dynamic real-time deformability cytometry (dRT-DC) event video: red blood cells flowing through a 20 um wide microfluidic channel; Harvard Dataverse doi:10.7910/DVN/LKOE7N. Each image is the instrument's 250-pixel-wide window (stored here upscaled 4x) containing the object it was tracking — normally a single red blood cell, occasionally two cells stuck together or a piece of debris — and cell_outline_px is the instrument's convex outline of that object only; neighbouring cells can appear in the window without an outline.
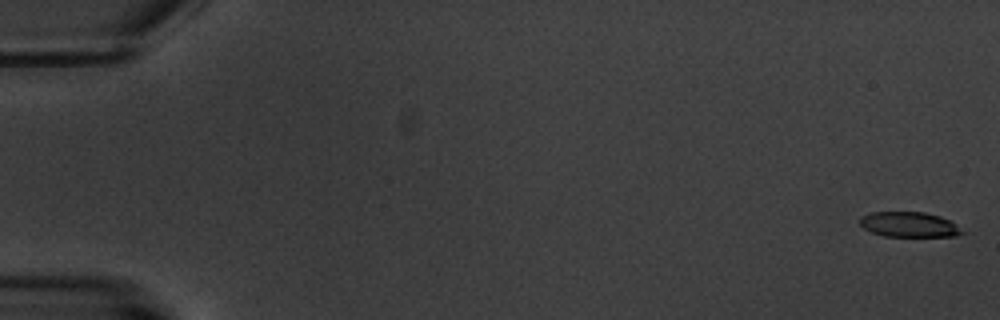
{"species": "common noctule bat (a hibernating species)", "species_latin": "Nyctalus noctula", "temperature_condition": "warm", "stored_images_in_passage": 6, "camera_frame_rate_fps": 3000, "um_per_image_px": 0.085, "animal": {"sex": "male", "body_mass_g": 20.1, "forearm_length_mm": 53.5}, "frame": {"image": 1, "passage_image": 1, "time_ms": 0.0, "image_size_px": [1000, 320], "cell_outline_px": [[964, 232], [956, 236], [884, 236], [872, 232], [864, 228], [860, 224], [860, 216], [872, 212], [924, 212], [940, 216], [948, 220]], "centroid_in_image_um": [77.23, 19.08], "position_along_channel_um": 7.8, "area_um2": 14.74}}
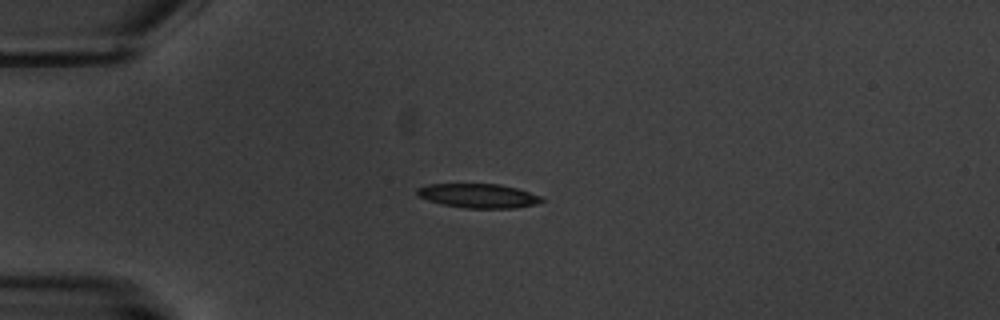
{"frame": {"image": 2, "passage_image": 5, "time_ms": 5.0, "image_size_px": [1000, 320], "cell_outline_px": [[544, 200], [536, 204], [516, 208], [468, 208], [444, 204], [428, 200], [420, 196], [416, 192], [416, 188], [428, 184], [500, 184], [516, 188], [544, 196]], "centroid_in_image_um": [40.71, 16.63], "position_along_channel_um": 44.3, "area_um2": 17.51}}